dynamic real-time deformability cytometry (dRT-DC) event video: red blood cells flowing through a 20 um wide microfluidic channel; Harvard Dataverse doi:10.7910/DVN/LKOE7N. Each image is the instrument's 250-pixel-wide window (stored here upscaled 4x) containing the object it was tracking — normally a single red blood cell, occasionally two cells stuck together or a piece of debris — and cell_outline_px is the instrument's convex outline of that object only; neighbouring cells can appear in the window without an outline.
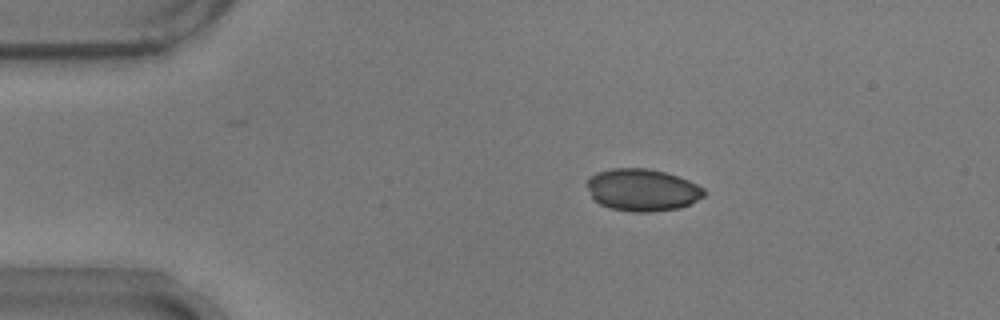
{"species": "common noctule bat (a hibernating species)", "species_latin": "Nyctalus noctula", "temperature_condition": "warm", "stored_images_in_passage": 39, "camera_frame_rate_fps": 3000, "um_per_image_px": 0.085, "animal": {"sex": "male", "body_mass_g": 17.9}, "frame": {"image": 1, "passage_image": 3, "time_ms": 0.667, "image_size_px": [1000, 320], "cell_outline_px": [[704, 196], [680, 208], [648, 212], [632, 212], [612, 208], [600, 204], [592, 196], [588, 188], [588, 180], [596, 172], [612, 168], [648, 168], [664, 172], [688, 180], [704, 188]], "centroid_in_image_um": [54.6, 16.14], "position_along_channel_um": 30.4, "area_um2": 28.44}}
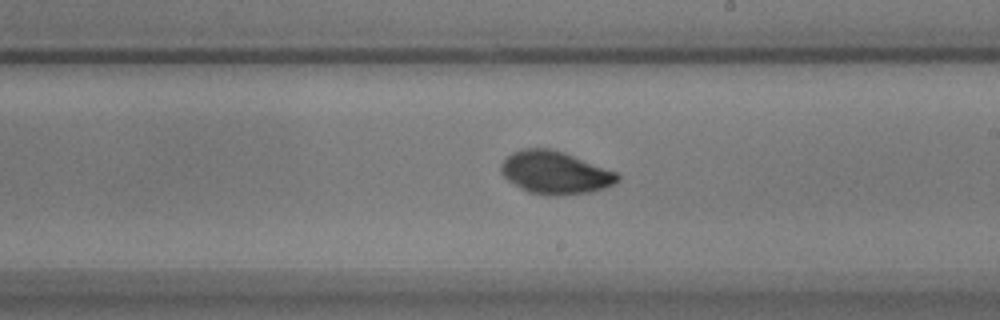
{"frame": {"image": 2, "passage_image": 24, "time_ms": 7.667, "image_size_px": [1000, 320], "cell_outline_px": [[620, 180], [604, 188], [588, 192], [528, 192], [508, 180], [500, 172], [500, 164], [512, 152], [524, 148], [548, 148], [564, 152], [616, 172], [620, 176]], "centroid_in_image_um": [47.16, 14.61], "position_along_channel_um": 241.8, "area_um2": 27.92}}
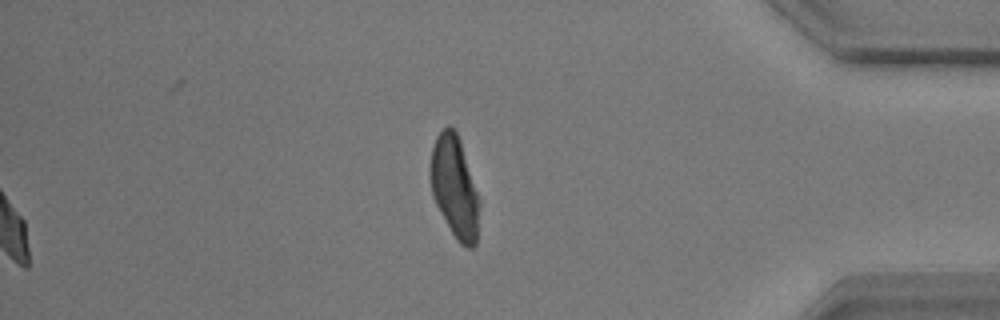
{"frame": {"image": 3, "passage_image": 39, "time_ms": 12.667, "image_size_px": [1000, 320], "cell_outline_px": [[480, 204], [476, 244], [472, 248], [468, 248], [460, 244], [456, 240], [436, 204], [432, 196], [432, 148], [436, 136], [448, 124], [456, 132], [460, 140], [480, 200]], "centroid_in_image_um": [38.67, 15.95], "position_along_channel_um": 396.5, "area_um2": 28.55}, "authors_computed_cell_mechanics": {"area_um2": 28.7844, "velocity_mm_per_s": 3.7247, "shape_relaxation_time_tau1_ms": 1.4987, "shape_relaxation_time_tau2_ms": 2.1141, "deformation_change_tau1": 0.0384, "deformation_change_tau2": 0.0262}}